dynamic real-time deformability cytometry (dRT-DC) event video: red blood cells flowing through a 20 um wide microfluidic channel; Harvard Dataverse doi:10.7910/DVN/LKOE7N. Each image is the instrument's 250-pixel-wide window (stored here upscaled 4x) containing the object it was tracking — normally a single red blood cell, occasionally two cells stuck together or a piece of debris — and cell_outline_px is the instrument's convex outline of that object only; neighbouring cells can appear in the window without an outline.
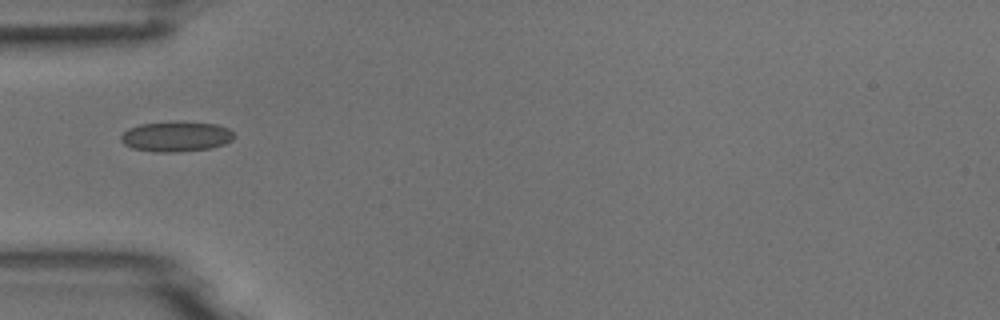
{"species": "common noctule bat (a hibernating species)", "species_latin": "Nyctalus noctula", "temperature_condition": "room temperature", "stored_images_in_passage": 1, "camera_frame_rate_fps": 3000, "um_per_image_px": 0.085, "animal": {"sex": "male", "body_mass_g": 18.8}, "frame": {"image": 1, "passage_image": 1, "time_ms": 0.0, "image_size_px": [1000, 320], "cell_outline_px": [[236, 136], [232, 140], [224, 144], [212, 148], [180, 152], [152, 152], [132, 148], [124, 144], [120, 140], [120, 136], [128, 128], [140, 124], [216, 124], [228, 128]], "centroid_in_image_um": [14.96, 11.66], "position_along_channel_um": 70.0, "area_um2": 19.31}}